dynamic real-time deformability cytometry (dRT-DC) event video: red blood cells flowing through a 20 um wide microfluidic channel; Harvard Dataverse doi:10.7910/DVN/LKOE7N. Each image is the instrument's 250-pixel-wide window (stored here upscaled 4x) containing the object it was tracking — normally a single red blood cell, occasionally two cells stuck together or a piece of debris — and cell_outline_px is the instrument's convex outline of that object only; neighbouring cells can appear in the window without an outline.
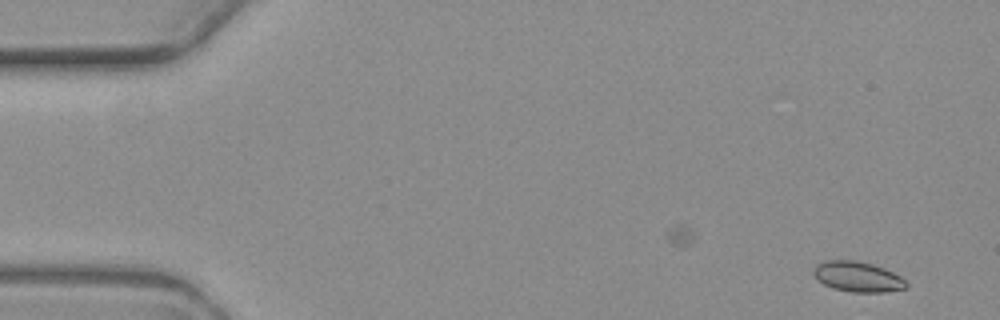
{"species": "common noctule bat (a hibernating species)", "species_latin": "Nyctalus noctula", "temperature_condition": "warm", "stored_images_in_passage": 5, "camera_frame_rate_fps": 3000, "um_per_image_px": 0.085, "animal": {"sex": "female", "body_mass_g": 19.3, "forearm_length_mm": 54.1}, "frame": {"image": 1, "passage_image": 1, "time_ms": 0.0, "image_size_px": [1000, 320], "cell_outline_px": [[908, 288], [884, 292], [852, 292], [832, 288], [824, 284], [812, 272], [816, 264], [824, 260], [856, 260], [872, 264], [884, 268], [900, 276], [908, 284]], "centroid_in_image_um": [72.91, 23.52], "position_along_channel_um": 12.1, "area_um2": 16.36}}
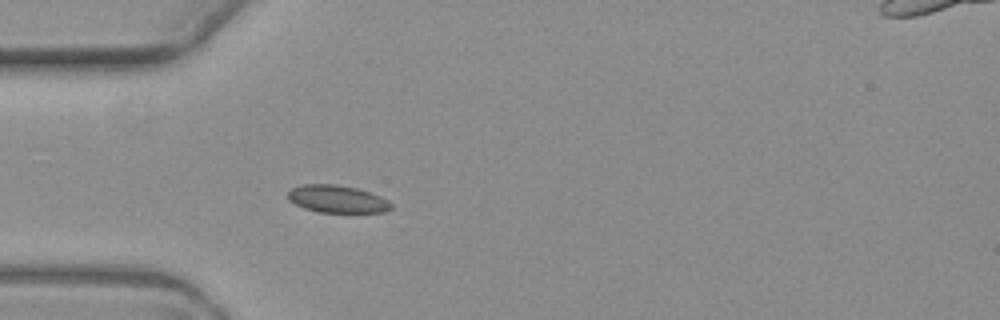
{"frame": {"image": 2, "passage_image": 5, "time_ms": 4.667, "image_size_px": [1000, 320], "cell_outline_px": [[392, 208], [384, 212], [320, 212], [304, 208], [288, 200], [288, 192], [292, 188], [304, 184], [336, 184], [356, 188], [380, 196], [388, 200], [392, 204]], "centroid_in_image_um": [28.66, 16.91], "position_along_channel_um": 56.3, "area_um2": 16.42}}